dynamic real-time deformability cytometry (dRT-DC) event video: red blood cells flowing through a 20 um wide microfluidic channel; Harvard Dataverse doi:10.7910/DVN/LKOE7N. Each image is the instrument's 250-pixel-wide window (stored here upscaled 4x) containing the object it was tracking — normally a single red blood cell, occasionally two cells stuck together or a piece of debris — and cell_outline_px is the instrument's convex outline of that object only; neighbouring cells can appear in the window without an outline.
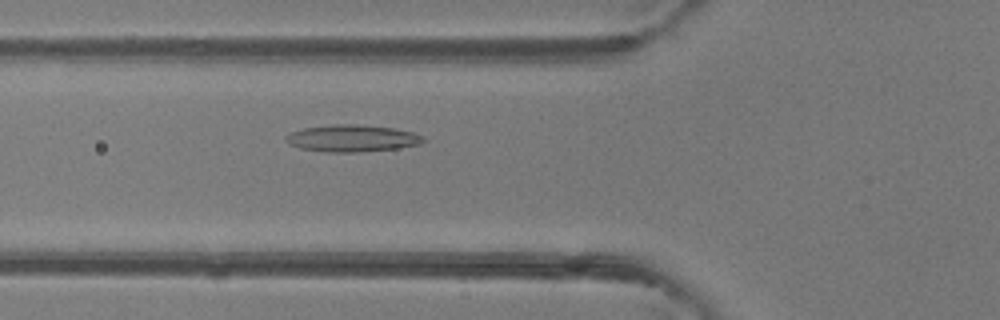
{"species": "common noctule bat (a hibernating species)", "species_latin": "Nyctalus noctula", "temperature_condition": "room temperature", "stored_images_in_passage": 35, "camera_frame_rate_fps": 3000, "um_per_image_px": 0.085, "animal": {"sex": "female"}, "frame": {"image": 1, "passage_image": 4, "time_ms": 1.0, "image_size_px": [1000, 320], "cell_outline_px": [[428, 140], [420, 144], [396, 148], [356, 152], [328, 152], [300, 148], [288, 144], [284, 140], [284, 136], [292, 132], [304, 128], [332, 124], [356, 124], [392, 128], [412, 132], [424, 136]], "centroid_in_image_um": [29.92, 11.75], "position_along_channel_um": 95.9, "area_um2": 21.56}}
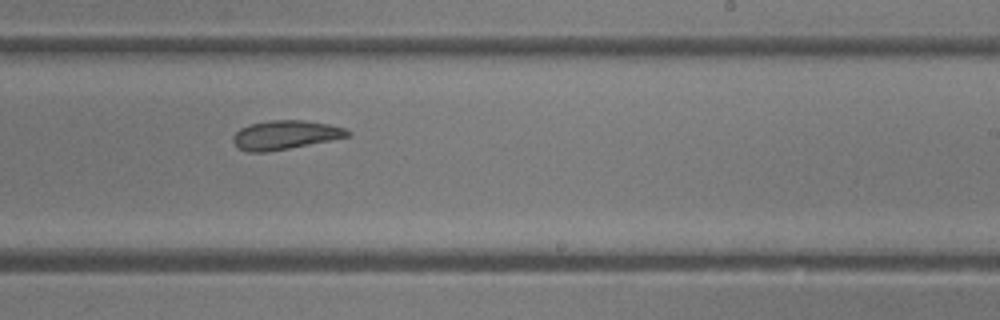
{"frame": {"image": 2, "passage_image": 16, "time_ms": 5.0, "image_size_px": [1000, 320], "cell_outline_px": [[352, 136], [268, 152], [248, 152], [236, 148], [232, 140], [232, 136], [240, 128], [248, 124], [268, 120], [304, 120], [328, 124], [344, 128], [352, 132]], "centroid_in_image_um": [24.21, 11.47], "position_along_channel_um": 264.8, "area_um2": 19.54}}
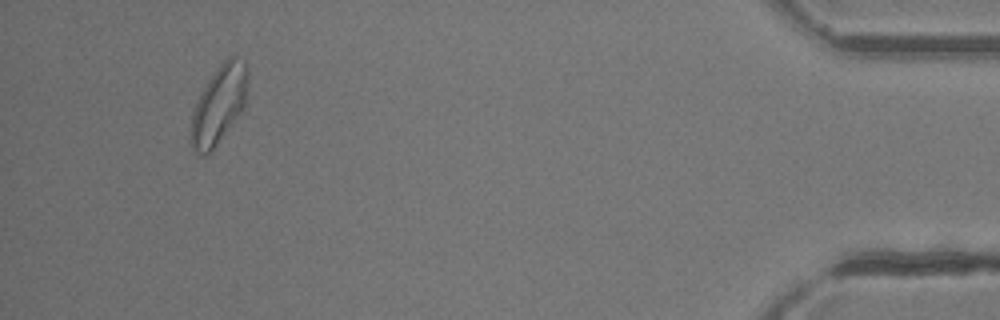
{"frame": {"image": 3, "passage_image": 32, "time_ms": 10.333, "image_size_px": [1000, 320], "cell_outline_px": [[248, 80], [244, 108], [216, 144], [204, 156], [196, 152], [192, 148], [188, 136], [192, 112], [200, 92], [216, 68], [228, 56], [236, 56], [244, 60], [248, 68]], "centroid_in_image_um": [18.58, 8.86], "position_along_channel_um": 416.6, "area_um2": 26.01}, "authors_computed_cell_mechanics": {"area_um2": 20.2878, "velocity_mm_per_s": 4.2114, "shape_relaxation_time_tau1_ms": null, "shape_relaxation_time_tau2_ms": 4.867, "deformation_change_tau1": null, "deformation_change_tau2": 0.1337}}